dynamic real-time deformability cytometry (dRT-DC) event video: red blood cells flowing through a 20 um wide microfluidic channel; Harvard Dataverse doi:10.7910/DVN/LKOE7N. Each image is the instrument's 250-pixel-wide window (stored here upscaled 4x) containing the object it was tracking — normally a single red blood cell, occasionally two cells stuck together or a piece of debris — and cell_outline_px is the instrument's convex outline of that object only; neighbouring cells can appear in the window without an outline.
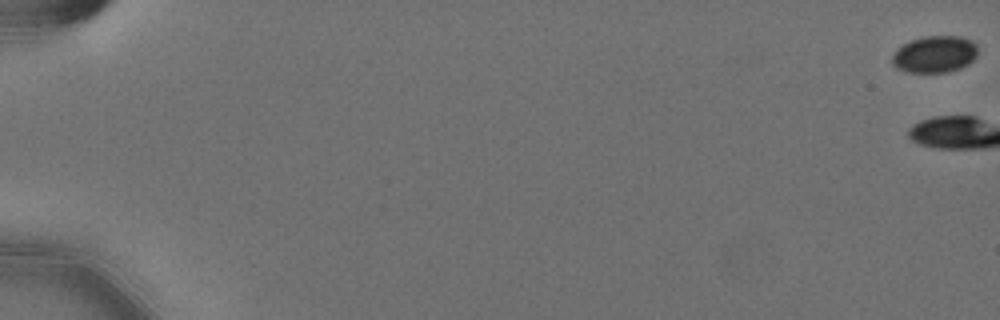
{"species": "Egyptian fruit bat (a non-hibernating species)", "species_latin": "Rousettus aegyptiacus", "temperature_condition": "cold", "stored_images_in_passage": 3, "camera_frame_rate_fps": 3000, "um_per_image_px": 0.085, "animal": {"sex": "female"}, "frame": {"image": 1, "passage_image": 1, "time_ms": 0.0, "image_size_px": [1000, 320], "cell_outline_px": [[976, 56], [968, 64], [960, 68], [948, 72], [908, 72], [896, 68], [892, 64], [892, 52], [896, 48], [912, 40], [924, 36], [960, 36], [972, 40], [976, 44]], "centroid_in_image_um": [79.42, 4.61], "position_along_channel_um": 5.6, "area_um2": 18.44}}